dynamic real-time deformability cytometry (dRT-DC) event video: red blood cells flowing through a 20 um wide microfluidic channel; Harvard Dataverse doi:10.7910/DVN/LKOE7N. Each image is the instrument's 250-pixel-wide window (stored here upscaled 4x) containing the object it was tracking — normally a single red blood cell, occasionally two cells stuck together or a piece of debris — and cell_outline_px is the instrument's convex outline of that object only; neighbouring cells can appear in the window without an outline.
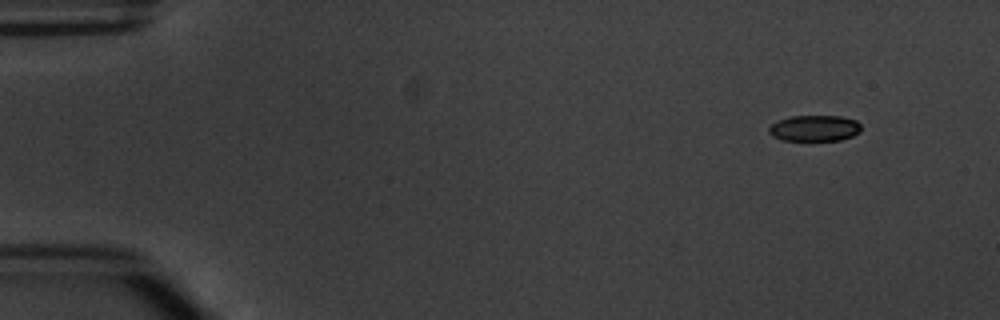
{"species": "common noctule bat (a hibernating species)", "species_latin": "Nyctalus noctula", "temperature_condition": "warm", "stored_images_in_passage": 7, "camera_frame_rate_fps": 3000, "um_per_image_px": 0.085, "animal": {"sex": "male", "body_mass_g": 20.1, "forearm_length_mm": 53.5}, "frame": {"image": 1, "passage_image": 1, "time_ms": 0.0, "image_size_px": [1000, 320], "cell_outline_px": [[860, 132], [852, 136], [840, 140], [780, 140], [772, 136], [768, 132], [768, 128], [776, 120], [788, 116], [840, 116], [856, 120], [860, 124]], "centroid_in_image_um": [69.2, 10.89], "position_along_channel_um": 15.8, "area_um2": 14.1}}
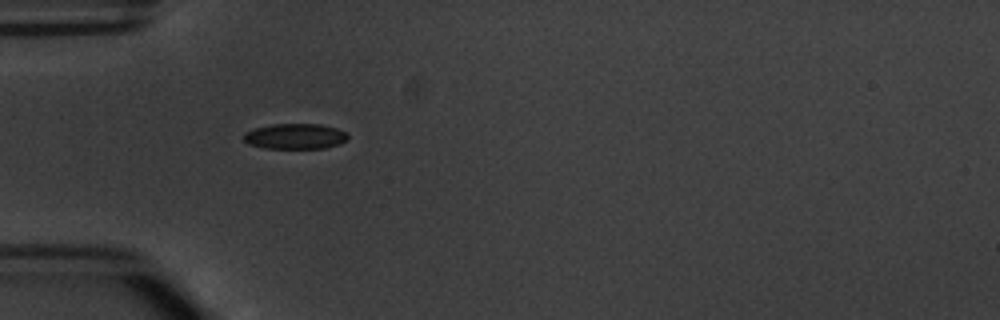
{"frame": {"image": 2, "passage_image": 4, "time_ms": 4.0, "image_size_px": [1000, 320], "cell_outline_px": [[348, 140], [340, 144], [324, 148], [264, 148], [248, 144], [244, 140], [244, 132], [256, 128], [272, 124], [320, 124], [336, 128], [344, 132], [348, 136]], "centroid_in_image_um": [25.09, 11.59], "position_along_channel_um": 59.9, "area_um2": 15.43}}
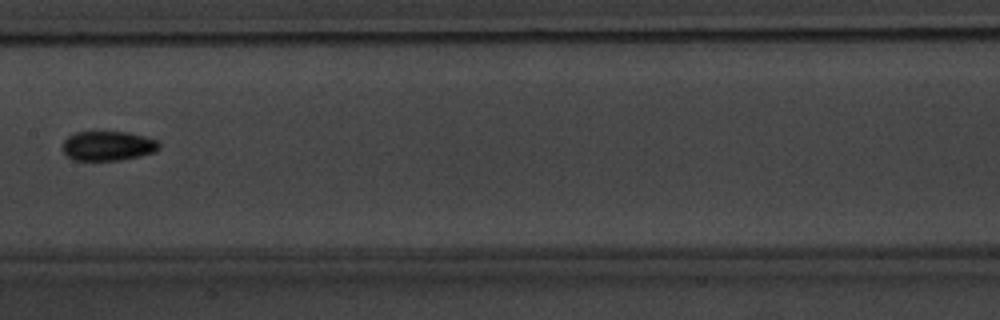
{"frame": {"image": 3, "passage_image": 7, "time_ms": 7.667, "image_size_px": [1000, 320], "cell_outline_px": [[160, 148], [156, 152], [140, 156], [120, 160], [72, 160], [64, 156], [60, 148], [64, 140], [68, 136], [76, 132], [128, 132], [144, 136], [156, 140], [160, 144]], "centroid_in_image_um": [9.13, 12.41], "position_along_channel_um": 198.3, "area_um2": 16.94}}